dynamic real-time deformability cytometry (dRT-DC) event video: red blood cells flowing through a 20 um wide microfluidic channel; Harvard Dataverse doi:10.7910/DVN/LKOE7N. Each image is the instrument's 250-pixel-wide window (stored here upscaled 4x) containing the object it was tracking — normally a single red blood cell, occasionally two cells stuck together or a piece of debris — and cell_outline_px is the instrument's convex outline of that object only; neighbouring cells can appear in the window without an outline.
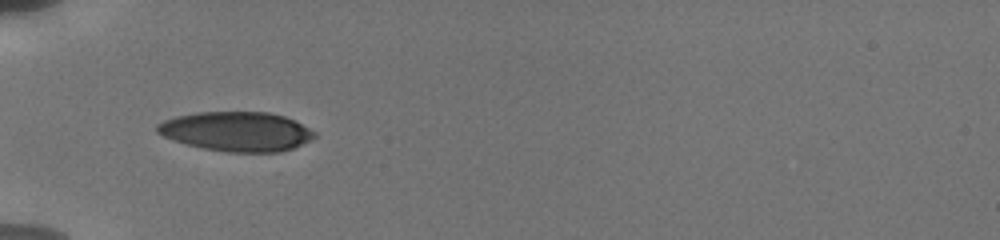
{"species": "human", "species_latin": "Homo sapiens", "temperature_condition": "cold", "stored_images_in_passage": 55, "camera_frame_rate_fps": 3000, "um_per_image_px": 0.085, "donor": {"sex": "male"}, "frame": {"image": 1, "passage_image": 1, "time_ms": 0.0, "image_size_px": [1000, 240], "cell_outline_px": [[316, 136], [292, 148], [280, 152], [228, 152], [204, 148], [188, 144], [164, 136], [156, 132], [156, 124], [164, 120], [176, 116], [196, 112], [268, 112], [284, 116], [296, 120], [316, 132]], "centroid_in_image_um": [20.12, 11.16], "position_along_channel_um": 64.9, "area_um2": 36.01}}
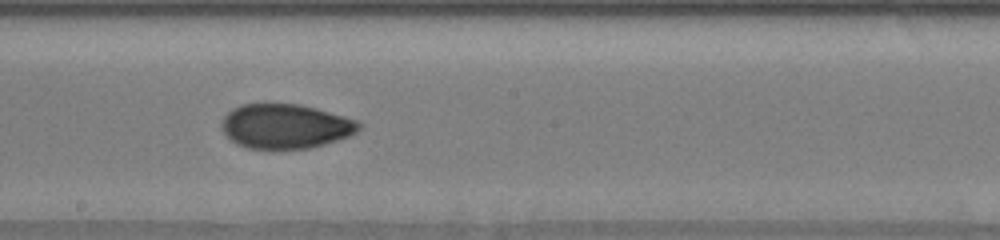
{"frame": {"image": 2, "passage_image": 22, "time_ms": 4.333, "image_size_px": [1000, 240], "cell_outline_px": [[364, 124], [356, 132], [348, 136], [324, 144], [308, 148], [248, 148], [236, 144], [224, 132], [220, 124], [224, 116], [232, 108], [240, 104], [300, 104], [316, 108], [344, 116], [356, 120]], "centroid_in_image_um": [24.25, 10.72], "position_along_channel_um": 223.9, "area_um2": 35.43}}
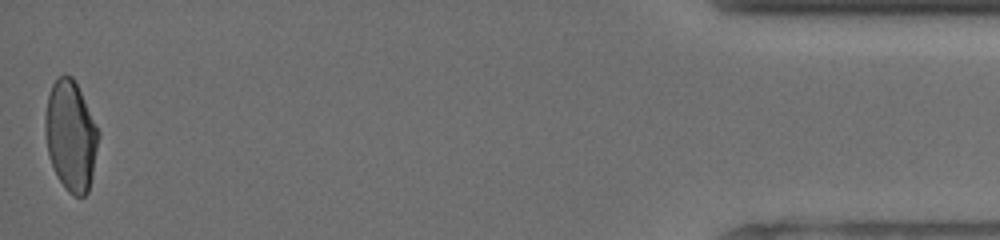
{"frame": {"image": 3, "passage_image": 55, "time_ms": 11.667, "image_size_px": [1000, 240], "cell_outline_px": [[100, 136], [92, 176], [88, 192], [84, 196], [72, 196], [64, 188], [52, 164], [48, 152], [44, 132], [44, 116], [48, 96], [52, 84], [64, 72], [72, 76], [100, 132]], "centroid_in_image_um": [6.01, 11.54], "position_along_channel_um": 429.2, "area_um2": 34.22}, "authors_computed_cell_mechanics": {"area_um2": 35.4314, "velocity_mm_per_s": 3.8397, "shape_relaxation_time_tau1_ms": 5.2919, "shape_relaxation_time_tau2_ms": 1.9047, "deformation_change_tau1": 0.1772, "deformation_change_tau2": 0.0598}}